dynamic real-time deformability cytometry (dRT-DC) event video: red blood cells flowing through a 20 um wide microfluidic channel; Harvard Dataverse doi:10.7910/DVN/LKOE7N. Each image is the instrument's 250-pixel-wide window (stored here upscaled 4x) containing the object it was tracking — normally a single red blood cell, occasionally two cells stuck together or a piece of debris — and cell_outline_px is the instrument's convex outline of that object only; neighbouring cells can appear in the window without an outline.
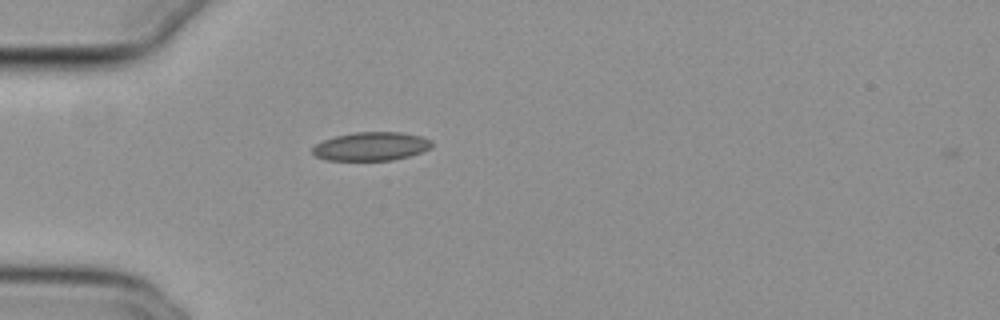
{"species": "common noctule bat (a hibernating species)", "species_latin": "Nyctalus noctula", "temperature_condition": "cold", "stored_images_in_passage": 2, "camera_frame_rate_fps": 3000, "um_per_image_px": 0.085, "animal": {"sex": "female", "body_mass_g": 29.2, "forearm_length_mm": 56.3}, "frame": {"image": 1, "passage_image": 1, "time_ms": 0.0, "image_size_px": [1000, 320], "cell_outline_px": [[432, 148], [408, 156], [392, 160], [328, 160], [316, 156], [312, 152], [312, 148], [316, 144], [324, 140], [336, 136], [356, 132], [400, 132], [420, 136], [432, 140]], "centroid_in_image_um": [31.56, 12.44], "position_along_channel_um": 53.4, "area_um2": 19.71}}